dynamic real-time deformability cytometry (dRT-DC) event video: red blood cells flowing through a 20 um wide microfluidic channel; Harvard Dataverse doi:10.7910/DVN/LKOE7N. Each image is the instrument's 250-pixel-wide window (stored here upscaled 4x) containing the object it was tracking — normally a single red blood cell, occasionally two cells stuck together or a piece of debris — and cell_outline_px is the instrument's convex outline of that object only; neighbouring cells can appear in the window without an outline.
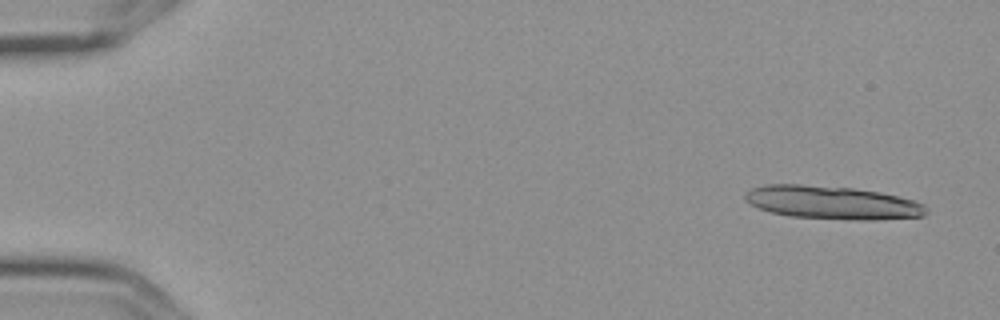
{"species": "Egyptian fruit bat (a non-hibernating species)", "species_latin": "Rousettus aegyptiacus", "temperature_condition": "cold", "stored_images_in_passage": 5, "camera_frame_rate_fps": 3000, "um_per_image_px": 0.085, "frame": {"image": 1, "passage_image": 1, "time_ms": 0.0, "image_size_px": [1000, 320], "cell_outline_px": [[928, 212], [924, 216], [872, 220], [860, 220], [792, 216], [772, 212], [760, 208], [744, 200], [744, 192], [752, 188], [764, 184], [800, 184], [852, 188], [880, 192], [916, 200], [924, 204]], "centroid_in_image_um": [70.76, 17.21], "position_along_channel_um": 14.2, "area_um2": 35.03}}